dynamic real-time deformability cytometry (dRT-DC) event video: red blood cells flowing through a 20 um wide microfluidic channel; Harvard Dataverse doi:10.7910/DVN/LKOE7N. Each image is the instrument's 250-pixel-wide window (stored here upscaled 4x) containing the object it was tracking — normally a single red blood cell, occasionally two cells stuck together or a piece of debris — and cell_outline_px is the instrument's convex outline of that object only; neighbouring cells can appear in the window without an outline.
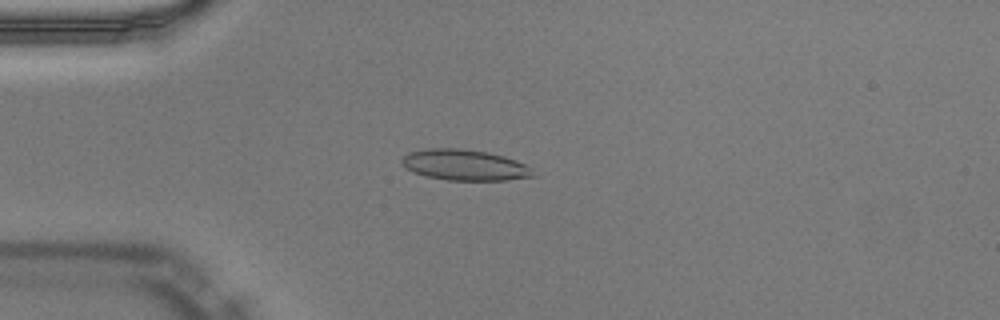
{"species": "Egyptian fruit bat (a non-hibernating species)", "species_latin": "Rousettus aegyptiacus", "temperature_condition": "warm", "stored_images_in_passage": 43, "camera_frame_rate_fps": 3000, "um_per_image_px": 0.085, "animal": {"sex": "male"}, "frame": {"image": 1, "passage_image": 6, "time_ms": 1.667, "image_size_px": [1000, 320], "cell_outline_px": [[536, 176], [504, 180], [448, 180], [428, 176], [412, 172], [400, 160], [408, 152], [428, 148], [460, 148], [488, 152], [504, 156], [516, 160], [524, 164]], "centroid_in_image_um": [39.47, 14.01], "position_along_channel_um": 45.5, "area_um2": 23.35}}
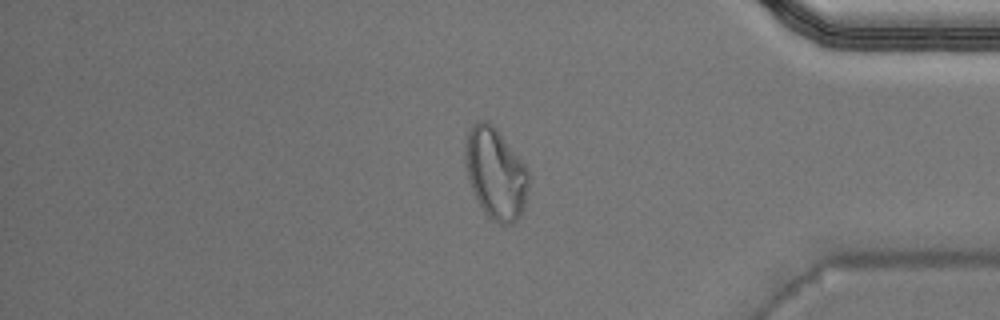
{"frame": {"image": 2, "passage_image": 35, "time_ms": 11.333, "image_size_px": [1000, 320], "cell_outline_px": [[528, 188], [524, 208], [520, 216], [512, 224], [500, 224], [488, 216], [484, 212], [472, 188], [468, 176], [464, 156], [468, 132], [472, 124], [476, 120], [488, 120], [496, 128], [528, 168]], "centroid_in_image_um": [42.13, 14.72], "position_along_channel_um": 393.1, "area_um2": 33.47}}
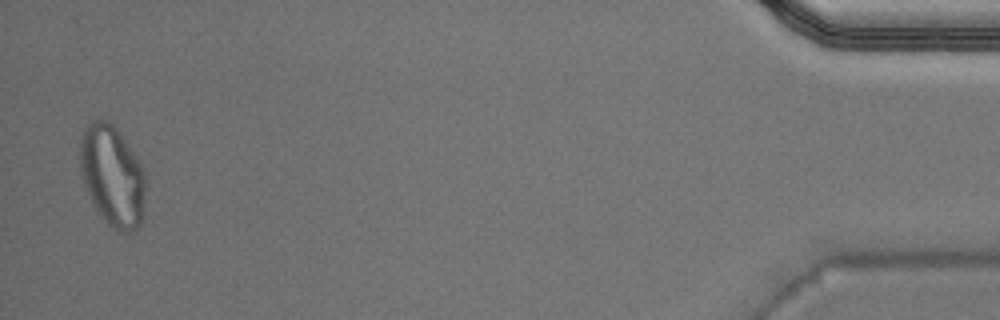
{"frame": {"image": 3, "passage_image": 42, "time_ms": 13.667, "image_size_px": [1000, 320], "cell_outline_px": [[144, 192], [140, 224], [136, 228], [128, 232], [120, 232], [112, 228], [104, 220], [96, 208], [84, 184], [80, 172], [80, 136], [84, 128], [92, 120], [108, 120], [116, 128], [140, 160], [144, 168]], "centroid_in_image_um": [9.53, 14.91], "position_along_channel_um": 425.7, "area_um2": 38.26}, "authors_computed_cell_mechanics": {"area_um2": 23.3512, "velocity_mm_per_s": 4.0336, "shape_relaxation_time_tau1_ms": null, "shape_relaxation_time_tau2_ms": 1.4391, "deformation_change_tau1": null, "deformation_change_tau2": 0.0886}}